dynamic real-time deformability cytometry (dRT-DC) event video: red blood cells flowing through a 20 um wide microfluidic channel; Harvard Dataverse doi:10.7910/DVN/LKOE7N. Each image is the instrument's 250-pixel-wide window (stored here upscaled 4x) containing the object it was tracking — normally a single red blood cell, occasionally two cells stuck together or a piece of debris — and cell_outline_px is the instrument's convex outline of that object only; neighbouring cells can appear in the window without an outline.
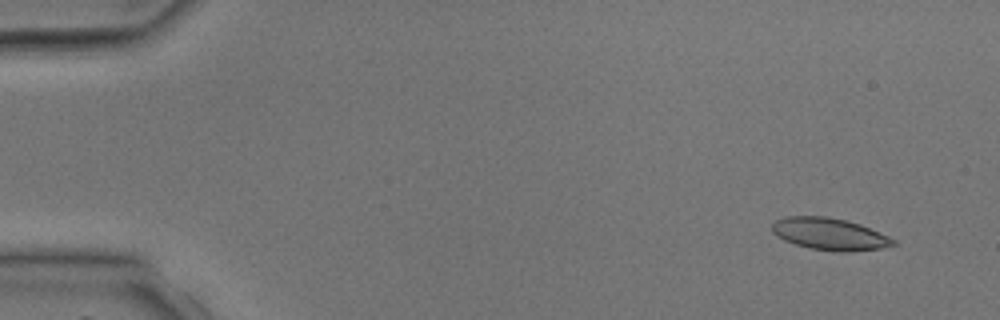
{"species": "common noctule bat (a hibernating species)", "species_latin": "Nyctalus noctula", "temperature_condition": "room temperature", "stored_images_in_passage": 4, "camera_frame_rate_fps": 3000, "um_per_image_px": 0.085, "animal": {"sex": "male", "body_mass_g": 17.9, "forearm_length_mm": 54.2}, "frame": {"image": 1, "passage_image": 1, "time_ms": 0.0, "image_size_px": [1000, 320], "cell_outline_px": [[896, 244], [880, 248], [852, 252], [836, 252], [808, 248], [784, 240], [776, 236], [772, 232], [772, 224], [776, 220], [784, 216], [828, 216], [860, 224], [888, 236], [896, 240]], "centroid_in_image_um": [70.49, 19.89], "position_along_channel_um": 14.5, "area_um2": 22.72}}
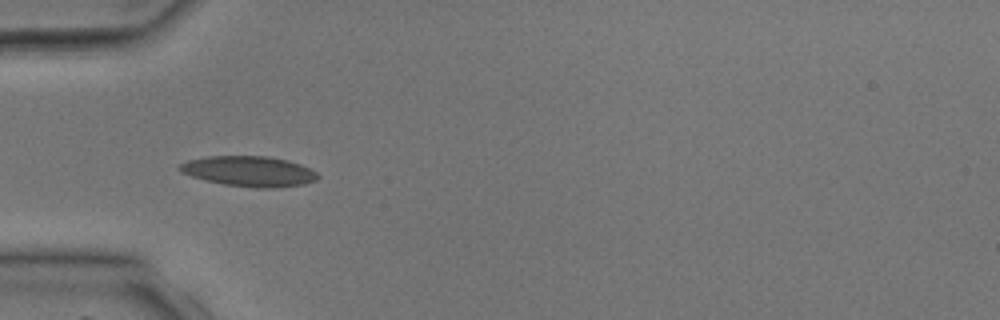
{"frame": {"image": 2, "passage_image": 4, "time_ms": 3.333, "image_size_px": [1000, 320], "cell_outline_px": [[320, 176], [316, 180], [304, 184], [272, 188], [252, 188], [224, 184], [204, 180], [180, 172], [176, 168], [180, 164], [188, 160], [208, 156], [268, 156], [288, 160], [300, 164], [316, 172]], "centroid_in_image_um": [21.15, 14.56], "position_along_channel_um": 63.8, "area_um2": 24.51}}